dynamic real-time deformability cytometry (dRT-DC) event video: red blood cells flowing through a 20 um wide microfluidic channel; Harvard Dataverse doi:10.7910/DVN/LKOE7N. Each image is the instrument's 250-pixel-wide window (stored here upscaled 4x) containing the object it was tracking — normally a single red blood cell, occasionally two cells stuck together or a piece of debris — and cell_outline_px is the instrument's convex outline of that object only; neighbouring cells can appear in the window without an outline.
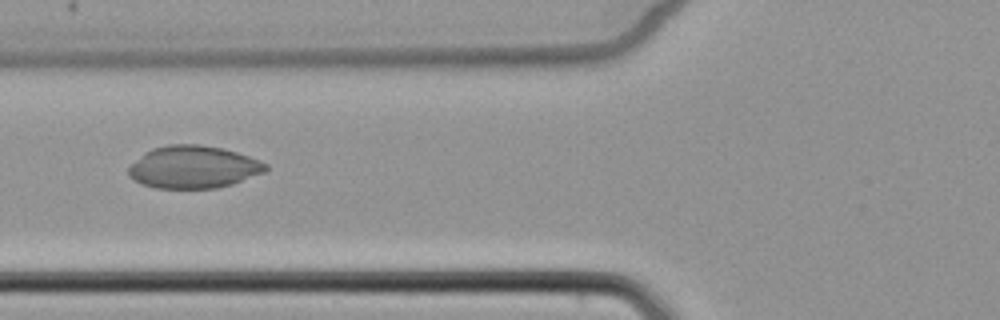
{"species": "common noctule bat (a hibernating species)", "species_latin": "Nyctalus noctula", "temperature_condition": "cold", "stored_images_in_passage": 3, "camera_frame_rate_fps": 3000, "um_per_image_px": 0.085, "animal": {"sex": "female", "body_mass_g": 22.7, "forearm_length_mm": 54.2}, "frame": {"image": 1, "passage_image": 3, "time_ms": 3.0, "image_size_px": [1000, 320], "cell_outline_px": [[268, 168], [264, 172], [232, 184], [216, 188], [156, 188], [144, 184], [128, 176], [128, 168], [144, 152], [152, 148], [168, 144], [200, 144], [220, 148], [236, 152], [260, 160], [268, 164]], "centroid_in_image_um": [16.44, 14.19], "position_along_channel_um": 109.4, "area_um2": 33.81}}